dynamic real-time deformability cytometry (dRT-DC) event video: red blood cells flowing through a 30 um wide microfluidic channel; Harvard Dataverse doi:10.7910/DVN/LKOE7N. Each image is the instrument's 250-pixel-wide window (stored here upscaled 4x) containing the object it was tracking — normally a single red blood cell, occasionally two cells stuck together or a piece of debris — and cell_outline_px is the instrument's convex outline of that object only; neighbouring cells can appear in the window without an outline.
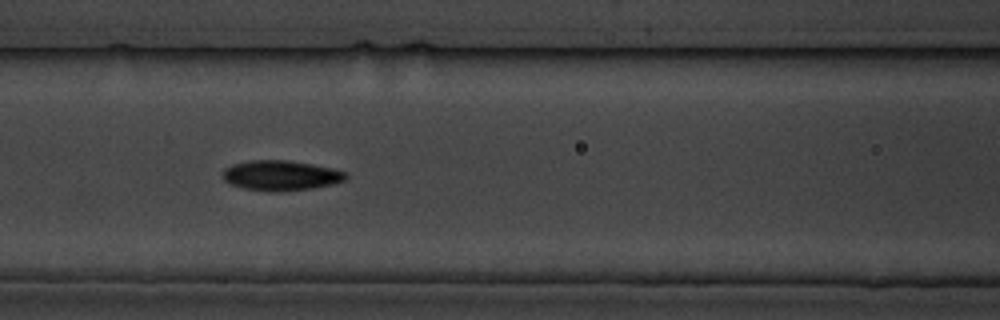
{"species": "common noctule bat (a hibernating species)", "species_latin": "Nyctalus noctula", "temperature_condition": "cold", "stored_images_in_passage": 9, "camera_frame_rate_fps": 3000, "um_per_image_px": 0.085, "animal": {"sex": "male", "body_mass_g": 19.5, "forearm_length_mm": 54.6}, "frame": {"image": 1, "passage_image": 7, "time_ms": 6.667, "image_size_px": [1000, 320], "cell_outline_px": [[348, 176], [344, 180], [332, 184], [312, 188], [272, 192], [244, 188], [232, 184], [224, 180], [224, 168], [232, 164], [252, 160], [288, 160], [312, 164], [332, 168], [348, 172]], "centroid_in_image_um": [23.9, 14.9], "position_along_channel_um": 142.7, "area_um2": 21.44}}
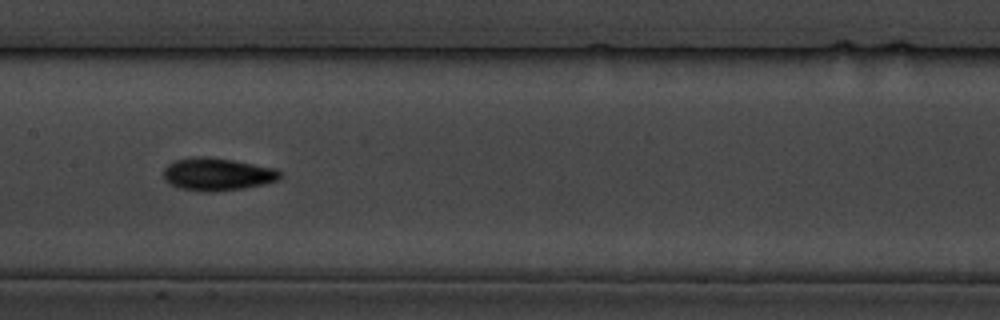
{"frame": {"image": 2, "passage_image": 8, "time_ms": 8.0, "image_size_px": [1000, 320], "cell_outline_px": [[284, 176], [280, 180], [264, 184], [244, 188], [212, 192], [204, 192], [180, 188], [164, 180], [164, 168], [168, 164], [176, 160], [192, 156], [208, 156], [232, 160], [276, 168]], "centroid_in_image_um": [18.5, 14.81], "position_along_channel_um": 188.9, "area_um2": 22.37}}